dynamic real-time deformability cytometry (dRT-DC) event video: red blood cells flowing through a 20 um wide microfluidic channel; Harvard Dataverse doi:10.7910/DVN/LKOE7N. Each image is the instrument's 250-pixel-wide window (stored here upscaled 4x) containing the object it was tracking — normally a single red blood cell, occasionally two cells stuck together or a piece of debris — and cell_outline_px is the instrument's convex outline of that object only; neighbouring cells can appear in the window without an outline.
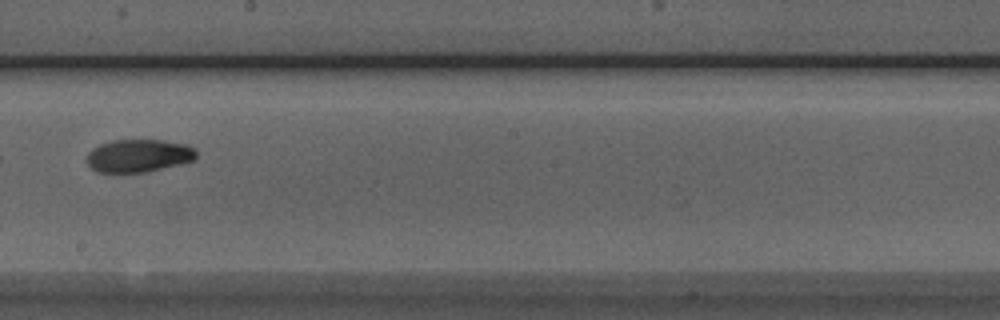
{"species": "Egyptian fruit bat (a non-hibernating species)", "species_latin": "Rousettus aegyptiacus", "temperature_condition": "room temperature", "stored_images_in_passage": 6, "camera_frame_rate_fps": 3000, "um_per_image_px": 0.085, "animal": {"sex": "male"}, "frame": {"image": 1, "passage_image": 5, "time_ms": 4.667, "image_size_px": [1000, 320], "cell_outline_px": [[196, 160], [180, 164], [144, 172], [96, 172], [88, 164], [88, 152], [92, 148], [100, 144], [112, 140], [164, 140], [188, 144], [196, 148]], "centroid_in_image_um": [11.82, 13.22], "position_along_channel_um": 236.4, "area_um2": 21.04}}
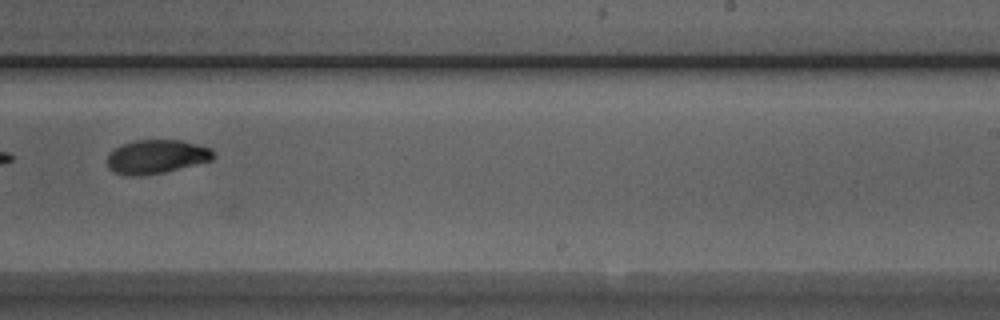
{"frame": {"image": 2, "passage_image": 6, "time_ms": 5.667, "image_size_px": [1000, 320], "cell_outline_px": [[212, 160], [164, 172], [140, 176], [124, 176], [112, 172], [108, 168], [108, 156], [120, 144], [136, 140], [180, 140], [212, 148]], "centroid_in_image_um": [13.25, 13.33], "position_along_channel_um": 275.7, "area_um2": 20.87}}